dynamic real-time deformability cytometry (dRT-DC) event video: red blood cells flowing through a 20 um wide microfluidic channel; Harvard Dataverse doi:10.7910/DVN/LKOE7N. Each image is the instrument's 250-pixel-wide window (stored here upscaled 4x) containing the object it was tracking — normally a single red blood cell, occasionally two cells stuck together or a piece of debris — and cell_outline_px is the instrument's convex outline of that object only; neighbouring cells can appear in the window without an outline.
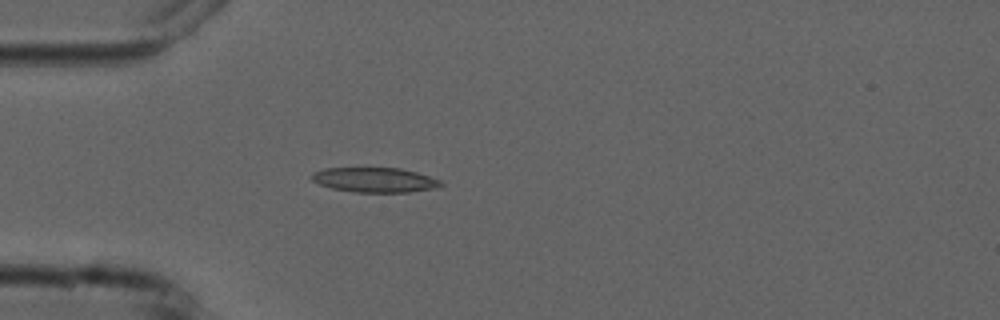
{"species": "common noctule bat (a hibernating species)", "species_latin": "Nyctalus noctula", "temperature_condition": "cold", "stored_images_in_passage": 2, "camera_frame_rate_fps": 3000, "um_per_image_px": 0.085, "animal": {"sex": "male", "forearm_length_mm": 52.5}, "frame": {"image": 1, "passage_image": 2, "time_ms": 2.0, "image_size_px": [1000, 320], "cell_outline_px": [[444, 184], [440, 188], [408, 192], [356, 192], [332, 188], [320, 184], [312, 180], [308, 176], [312, 172], [324, 168], [400, 168], [416, 172], [440, 180]], "centroid_in_image_um": [31.85, 15.29], "position_along_channel_um": 53.1, "area_um2": 18.73}}